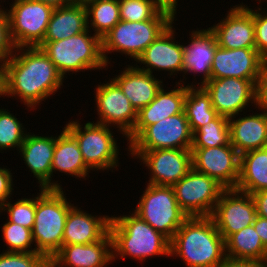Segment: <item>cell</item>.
<instances>
[{
    "mask_svg": "<svg viewBox=\"0 0 267 267\" xmlns=\"http://www.w3.org/2000/svg\"><path fill=\"white\" fill-rule=\"evenodd\" d=\"M14 52L4 63V96L19 97L28 110H35L60 90L65 78L41 48L17 47Z\"/></svg>",
    "mask_w": 267,
    "mask_h": 267,
    "instance_id": "1",
    "label": "cell"
},
{
    "mask_svg": "<svg viewBox=\"0 0 267 267\" xmlns=\"http://www.w3.org/2000/svg\"><path fill=\"white\" fill-rule=\"evenodd\" d=\"M187 267H218L226 258L225 240L211 216L188 217L170 240V257Z\"/></svg>",
    "mask_w": 267,
    "mask_h": 267,
    "instance_id": "2",
    "label": "cell"
},
{
    "mask_svg": "<svg viewBox=\"0 0 267 267\" xmlns=\"http://www.w3.org/2000/svg\"><path fill=\"white\" fill-rule=\"evenodd\" d=\"M113 261L132 257L142 261L151 256H170V240L132 212L131 215L111 216Z\"/></svg>",
    "mask_w": 267,
    "mask_h": 267,
    "instance_id": "3",
    "label": "cell"
},
{
    "mask_svg": "<svg viewBox=\"0 0 267 267\" xmlns=\"http://www.w3.org/2000/svg\"><path fill=\"white\" fill-rule=\"evenodd\" d=\"M36 196L32 228L35 249L49 261L63 245V232L69 210L74 206L62 189H41Z\"/></svg>",
    "mask_w": 267,
    "mask_h": 267,
    "instance_id": "4",
    "label": "cell"
},
{
    "mask_svg": "<svg viewBox=\"0 0 267 267\" xmlns=\"http://www.w3.org/2000/svg\"><path fill=\"white\" fill-rule=\"evenodd\" d=\"M91 31H86L58 41H42L41 48L50 58L60 75L64 78L69 72L106 68L102 55L101 39Z\"/></svg>",
    "mask_w": 267,
    "mask_h": 267,
    "instance_id": "5",
    "label": "cell"
},
{
    "mask_svg": "<svg viewBox=\"0 0 267 267\" xmlns=\"http://www.w3.org/2000/svg\"><path fill=\"white\" fill-rule=\"evenodd\" d=\"M146 186L134 213L171 240L188 216L178 205L172 186Z\"/></svg>",
    "mask_w": 267,
    "mask_h": 267,
    "instance_id": "6",
    "label": "cell"
},
{
    "mask_svg": "<svg viewBox=\"0 0 267 267\" xmlns=\"http://www.w3.org/2000/svg\"><path fill=\"white\" fill-rule=\"evenodd\" d=\"M175 19H151L140 22L120 20L102 39V55L106 65L108 54L121 52L133 60L174 21ZM107 54V55H106Z\"/></svg>",
    "mask_w": 267,
    "mask_h": 267,
    "instance_id": "7",
    "label": "cell"
},
{
    "mask_svg": "<svg viewBox=\"0 0 267 267\" xmlns=\"http://www.w3.org/2000/svg\"><path fill=\"white\" fill-rule=\"evenodd\" d=\"M78 122L69 121L65 128L76 138L87 167L92 171H109L119 166V146L110 126L87 122L81 127Z\"/></svg>",
    "mask_w": 267,
    "mask_h": 267,
    "instance_id": "8",
    "label": "cell"
},
{
    "mask_svg": "<svg viewBox=\"0 0 267 267\" xmlns=\"http://www.w3.org/2000/svg\"><path fill=\"white\" fill-rule=\"evenodd\" d=\"M6 10L14 46L35 47L44 39L54 7L34 0H14Z\"/></svg>",
    "mask_w": 267,
    "mask_h": 267,
    "instance_id": "9",
    "label": "cell"
},
{
    "mask_svg": "<svg viewBox=\"0 0 267 267\" xmlns=\"http://www.w3.org/2000/svg\"><path fill=\"white\" fill-rule=\"evenodd\" d=\"M172 187L178 205L188 217L211 216L225 189L215 179L193 167Z\"/></svg>",
    "mask_w": 267,
    "mask_h": 267,
    "instance_id": "10",
    "label": "cell"
},
{
    "mask_svg": "<svg viewBox=\"0 0 267 267\" xmlns=\"http://www.w3.org/2000/svg\"><path fill=\"white\" fill-rule=\"evenodd\" d=\"M193 133L185 112L146 126L129 144L128 151L191 149Z\"/></svg>",
    "mask_w": 267,
    "mask_h": 267,
    "instance_id": "11",
    "label": "cell"
},
{
    "mask_svg": "<svg viewBox=\"0 0 267 267\" xmlns=\"http://www.w3.org/2000/svg\"><path fill=\"white\" fill-rule=\"evenodd\" d=\"M257 216L252 195L236 188L224 189L211 215L226 241L232 234L254 223Z\"/></svg>",
    "mask_w": 267,
    "mask_h": 267,
    "instance_id": "12",
    "label": "cell"
},
{
    "mask_svg": "<svg viewBox=\"0 0 267 267\" xmlns=\"http://www.w3.org/2000/svg\"><path fill=\"white\" fill-rule=\"evenodd\" d=\"M134 158L148 167L149 183L173 186L192 168L191 149H154L149 151H130Z\"/></svg>",
    "mask_w": 267,
    "mask_h": 267,
    "instance_id": "13",
    "label": "cell"
},
{
    "mask_svg": "<svg viewBox=\"0 0 267 267\" xmlns=\"http://www.w3.org/2000/svg\"><path fill=\"white\" fill-rule=\"evenodd\" d=\"M95 89L94 100L99 116V120L95 123L110 127L117 126L123 137H127L133 131L137 121L136 109L112 78L105 84H98Z\"/></svg>",
    "mask_w": 267,
    "mask_h": 267,
    "instance_id": "14",
    "label": "cell"
},
{
    "mask_svg": "<svg viewBox=\"0 0 267 267\" xmlns=\"http://www.w3.org/2000/svg\"><path fill=\"white\" fill-rule=\"evenodd\" d=\"M192 167L215 179L225 189L236 188L239 179L240 154L228 145L191 148Z\"/></svg>",
    "mask_w": 267,
    "mask_h": 267,
    "instance_id": "15",
    "label": "cell"
},
{
    "mask_svg": "<svg viewBox=\"0 0 267 267\" xmlns=\"http://www.w3.org/2000/svg\"><path fill=\"white\" fill-rule=\"evenodd\" d=\"M257 81L226 77L211 79L202 87L210 95L218 115L230 118L238 117L239 112L244 111L246 106L249 107V103L255 105Z\"/></svg>",
    "mask_w": 267,
    "mask_h": 267,
    "instance_id": "16",
    "label": "cell"
},
{
    "mask_svg": "<svg viewBox=\"0 0 267 267\" xmlns=\"http://www.w3.org/2000/svg\"><path fill=\"white\" fill-rule=\"evenodd\" d=\"M267 61L256 48L225 49L217 47L211 67V79L226 77L258 80Z\"/></svg>",
    "mask_w": 267,
    "mask_h": 267,
    "instance_id": "17",
    "label": "cell"
},
{
    "mask_svg": "<svg viewBox=\"0 0 267 267\" xmlns=\"http://www.w3.org/2000/svg\"><path fill=\"white\" fill-rule=\"evenodd\" d=\"M173 24L174 22L142 52L134 66L150 74H153L154 69L168 71L170 76L179 71L183 73V47L180 42L175 41ZM137 62L144 66L141 68Z\"/></svg>",
    "mask_w": 267,
    "mask_h": 267,
    "instance_id": "18",
    "label": "cell"
},
{
    "mask_svg": "<svg viewBox=\"0 0 267 267\" xmlns=\"http://www.w3.org/2000/svg\"><path fill=\"white\" fill-rule=\"evenodd\" d=\"M210 29L221 48H256L253 10L243 3L230 8L227 16Z\"/></svg>",
    "mask_w": 267,
    "mask_h": 267,
    "instance_id": "19",
    "label": "cell"
},
{
    "mask_svg": "<svg viewBox=\"0 0 267 267\" xmlns=\"http://www.w3.org/2000/svg\"><path fill=\"white\" fill-rule=\"evenodd\" d=\"M56 136L45 137L27 133L19 148V154L41 189H63L58 181L51 177V165L55 149ZM52 180V181H51Z\"/></svg>",
    "mask_w": 267,
    "mask_h": 267,
    "instance_id": "20",
    "label": "cell"
},
{
    "mask_svg": "<svg viewBox=\"0 0 267 267\" xmlns=\"http://www.w3.org/2000/svg\"><path fill=\"white\" fill-rule=\"evenodd\" d=\"M113 262L112 237L108 231L90 244L62 245L50 259V267H106Z\"/></svg>",
    "mask_w": 267,
    "mask_h": 267,
    "instance_id": "21",
    "label": "cell"
},
{
    "mask_svg": "<svg viewBox=\"0 0 267 267\" xmlns=\"http://www.w3.org/2000/svg\"><path fill=\"white\" fill-rule=\"evenodd\" d=\"M184 79L176 82L172 90H166L162 86L156 97L145 107L137 112V121L133 131L126 137L130 143L146 126L157 123L167 117L184 112V102L187 93ZM183 82V83H181ZM178 84V85H177ZM178 87V88H177Z\"/></svg>",
    "mask_w": 267,
    "mask_h": 267,
    "instance_id": "22",
    "label": "cell"
},
{
    "mask_svg": "<svg viewBox=\"0 0 267 267\" xmlns=\"http://www.w3.org/2000/svg\"><path fill=\"white\" fill-rule=\"evenodd\" d=\"M189 44L183 47V73H201L200 87L211 80V67L218 47L215 33L209 28L191 32Z\"/></svg>",
    "mask_w": 267,
    "mask_h": 267,
    "instance_id": "23",
    "label": "cell"
},
{
    "mask_svg": "<svg viewBox=\"0 0 267 267\" xmlns=\"http://www.w3.org/2000/svg\"><path fill=\"white\" fill-rule=\"evenodd\" d=\"M110 216H94L73 206L63 232V245L90 244L99 241L108 231Z\"/></svg>",
    "mask_w": 267,
    "mask_h": 267,
    "instance_id": "24",
    "label": "cell"
},
{
    "mask_svg": "<svg viewBox=\"0 0 267 267\" xmlns=\"http://www.w3.org/2000/svg\"><path fill=\"white\" fill-rule=\"evenodd\" d=\"M127 66L119 75H115L112 80L120 87L124 95L130 100L131 105L138 112L156 97L157 92L163 86V81L133 65Z\"/></svg>",
    "mask_w": 267,
    "mask_h": 267,
    "instance_id": "25",
    "label": "cell"
},
{
    "mask_svg": "<svg viewBox=\"0 0 267 267\" xmlns=\"http://www.w3.org/2000/svg\"><path fill=\"white\" fill-rule=\"evenodd\" d=\"M244 116L229 118L230 144L240 155L267 147V115L261 112Z\"/></svg>",
    "mask_w": 267,
    "mask_h": 267,
    "instance_id": "26",
    "label": "cell"
},
{
    "mask_svg": "<svg viewBox=\"0 0 267 267\" xmlns=\"http://www.w3.org/2000/svg\"><path fill=\"white\" fill-rule=\"evenodd\" d=\"M88 29L83 2H74L55 8L43 41H58L80 34Z\"/></svg>",
    "mask_w": 267,
    "mask_h": 267,
    "instance_id": "27",
    "label": "cell"
},
{
    "mask_svg": "<svg viewBox=\"0 0 267 267\" xmlns=\"http://www.w3.org/2000/svg\"><path fill=\"white\" fill-rule=\"evenodd\" d=\"M59 171L76 178L88 177L90 169L83 160L76 138L64 127L62 133L56 137L51 176Z\"/></svg>",
    "mask_w": 267,
    "mask_h": 267,
    "instance_id": "28",
    "label": "cell"
},
{
    "mask_svg": "<svg viewBox=\"0 0 267 267\" xmlns=\"http://www.w3.org/2000/svg\"><path fill=\"white\" fill-rule=\"evenodd\" d=\"M236 189L249 194L267 190V147L240 155Z\"/></svg>",
    "mask_w": 267,
    "mask_h": 267,
    "instance_id": "29",
    "label": "cell"
},
{
    "mask_svg": "<svg viewBox=\"0 0 267 267\" xmlns=\"http://www.w3.org/2000/svg\"><path fill=\"white\" fill-rule=\"evenodd\" d=\"M226 257L254 260L264 264L267 261V249L263 246L253 225L232 234L226 241Z\"/></svg>",
    "mask_w": 267,
    "mask_h": 267,
    "instance_id": "30",
    "label": "cell"
},
{
    "mask_svg": "<svg viewBox=\"0 0 267 267\" xmlns=\"http://www.w3.org/2000/svg\"><path fill=\"white\" fill-rule=\"evenodd\" d=\"M184 112L194 133L199 127L214 120L218 113L214 109L210 95L203 87L187 84Z\"/></svg>",
    "mask_w": 267,
    "mask_h": 267,
    "instance_id": "31",
    "label": "cell"
},
{
    "mask_svg": "<svg viewBox=\"0 0 267 267\" xmlns=\"http://www.w3.org/2000/svg\"><path fill=\"white\" fill-rule=\"evenodd\" d=\"M83 4L86 8L88 29H92L100 39L121 20L119 0H86Z\"/></svg>",
    "mask_w": 267,
    "mask_h": 267,
    "instance_id": "32",
    "label": "cell"
},
{
    "mask_svg": "<svg viewBox=\"0 0 267 267\" xmlns=\"http://www.w3.org/2000/svg\"><path fill=\"white\" fill-rule=\"evenodd\" d=\"M119 10L121 20L129 22L176 18L171 11L163 9L155 0H119Z\"/></svg>",
    "mask_w": 267,
    "mask_h": 267,
    "instance_id": "33",
    "label": "cell"
},
{
    "mask_svg": "<svg viewBox=\"0 0 267 267\" xmlns=\"http://www.w3.org/2000/svg\"><path fill=\"white\" fill-rule=\"evenodd\" d=\"M230 143L229 118L218 115L193 133L191 148H208Z\"/></svg>",
    "mask_w": 267,
    "mask_h": 267,
    "instance_id": "34",
    "label": "cell"
},
{
    "mask_svg": "<svg viewBox=\"0 0 267 267\" xmlns=\"http://www.w3.org/2000/svg\"><path fill=\"white\" fill-rule=\"evenodd\" d=\"M6 110L4 108L0 109V151L15 147L19 151L27 132L23 123L10 113L9 110Z\"/></svg>",
    "mask_w": 267,
    "mask_h": 267,
    "instance_id": "35",
    "label": "cell"
},
{
    "mask_svg": "<svg viewBox=\"0 0 267 267\" xmlns=\"http://www.w3.org/2000/svg\"><path fill=\"white\" fill-rule=\"evenodd\" d=\"M1 229L4 242L8 245L6 252H37L31 245L34 244L31 229L9 221Z\"/></svg>",
    "mask_w": 267,
    "mask_h": 267,
    "instance_id": "36",
    "label": "cell"
},
{
    "mask_svg": "<svg viewBox=\"0 0 267 267\" xmlns=\"http://www.w3.org/2000/svg\"><path fill=\"white\" fill-rule=\"evenodd\" d=\"M14 204L7 201L1 208L0 212H7V221L19 224L28 229L33 228L36 213V196L33 198L17 199Z\"/></svg>",
    "mask_w": 267,
    "mask_h": 267,
    "instance_id": "37",
    "label": "cell"
},
{
    "mask_svg": "<svg viewBox=\"0 0 267 267\" xmlns=\"http://www.w3.org/2000/svg\"><path fill=\"white\" fill-rule=\"evenodd\" d=\"M0 267H50L49 260L39 252H3Z\"/></svg>",
    "mask_w": 267,
    "mask_h": 267,
    "instance_id": "38",
    "label": "cell"
},
{
    "mask_svg": "<svg viewBox=\"0 0 267 267\" xmlns=\"http://www.w3.org/2000/svg\"><path fill=\"white\" fill-rule=\"evenodd\" d=\"M261 8L253 10L254 34L257 52L267 61V13Z\"/></svg>",
    "mask_w": 267,
    "mask_h": 267,
    "instance_id": "39",
    "label": "cell"
},
{
    "mask_svg": "<svg viewBox=\"0 0 267 267\" xmlns=\"http://www.w3.org/2000/svg\"><path fill=\"white\" fill-rule=\"evenodd\" d=\"M1 7V6H0ZM10 36L9 20L6 9L0 8V61H6L15 51Z\"/></svg>",
    "mask_w": 267,
    "mask_h": 267,
    "instance_id": "40",
    "label": "cell"
},
{
    "mask_svg": "<svg viewBox=\"0 0 267 267\" xmlns=\"http://www.w3.org/2000/svg\"><path fill=\"white\" fill-rule=\"evenodd\" d=\"M13 180L10 169L0 167V208L8 201L13 193Z\"/></svg>",
    "mask_w": 267,
    "mask_h": 267,
    "instance_id": "41",
    "label": "cell"
},
{
    "mask_svg": "<svg viewBox=\"0 0 267 267\" xmlns=\"http://www.w3.org/2000/svg\"><path fill=\"white\" fill-rule=\"evenodd\" d=\"M255 105L267 115V68L256 82Z\"/></svg>",
    "mask_w": 267,
    "mask_h": 267,
    "instance_id": "42",
    "label": "cell"
},
{
    "mask_svg": "<svg viewBox=\"0 0 267 267\" xmlns=\"http://www.w3.org/2000/svg\"><path fill=\"white\" fill-rule=\"evenodd\" d=\"M256 205L258 216L267 218V190L251 194Z\"/></svg>",
    "mask_w": 267,
    "mask_h": 267,
    "instance_id": "43",
    "label": "cell"
},
{
    "mask_svg": "<svg viewBox=\"0 0 267 267\" xmlns=\"http://www.w3.org/2000/svg\"><path fill=\"white\" fill-rule=\"evenodd\" d=\"M263 264L254 260L233 259L226 257L218 267H262Z\"/></svg>",
    "mask_w": 267,
    "mask_h": 267,
    "instance_id": "44",
    "label": "cell"
},
{
    "mask_svg": "<svg viewBox=\"0 0 267 267\" xmlns=\"http://www.w3.org/2000/svg\"><path fill=\"white\" fill-rule=\"evenodd\" d=\"M252 225L260 236L263 246L267 249V218L257 215Z\"/></svg>",
    "mask_w": 267,
    "mask_h": 267,
    "instance_id": "45",
    "label": "cell"
},
{
    "mask_svg": "<svg viewBox=\"0 0 267 267\" xmlns=\"http://www.w3.org/2000/svg\"><path fill=\"white\" fill-rule=\"evenodd\" d=\"M163 9L171 11L176 16L178 0H155Z\"/></svg>",
    "mask_w": 267,
    "mask_h": 267,
    "instance_id": "46",
    "label": "cell"
},
{
    "mask_svg": "<svg viewBox=\"0 0 267 267\" xmlns=\"http://www.w3.org/2000/svg\"><path fill=\"white\" fill-rule=\"evenodd\" d=\"M53 6L54 8L67 6L74 3V0H34Z\"/></svg>",
    "mask_w": 267,
    "mask_h": 267,
    "instance_id": "47",
    "label": "cell"
},
{
    "mask_svg": "<svg viewBox=\"0 0 267 267\" xmlns=\"http://www.w3.org/2000/svg\"><path fill=\"white\" fill-rule=\"evenodd\" d=\"M6 61H0V97L4 98V75H5V63Z\"/></svg>",
    "mask_w": 267,
    "mask_h": 267,
    "instance_id": "48",
    "label": "cell"
},
{
    "mask_svg": "<svg viewBox=\"0 0 267 267\" xmlns=\"http://www.w3.org/2000/svg\"><path fill=\"white\" fill-rule=\"evenodd\" d=\"M86 0H74V2H85Z\"/></svg>",
    "mask_w": 267,
    "mask_h": 267,
    "instance_id": "49",
    "label": "cell"
},
{
    "mask_svg": "<svg viewBox=\"0 0 267 267\" xmlns=\"http://www.w3.org/2000/svg\"><path fill=\"white\" fill-rule=\"evenodd\" d=\"M262 267H267V261L263 264Z\"/></svg>",
    "mask_w": 267,
    "mask_h": 267,
    "instance_id": "50",
    "label": "cell"
}]
</instances>
